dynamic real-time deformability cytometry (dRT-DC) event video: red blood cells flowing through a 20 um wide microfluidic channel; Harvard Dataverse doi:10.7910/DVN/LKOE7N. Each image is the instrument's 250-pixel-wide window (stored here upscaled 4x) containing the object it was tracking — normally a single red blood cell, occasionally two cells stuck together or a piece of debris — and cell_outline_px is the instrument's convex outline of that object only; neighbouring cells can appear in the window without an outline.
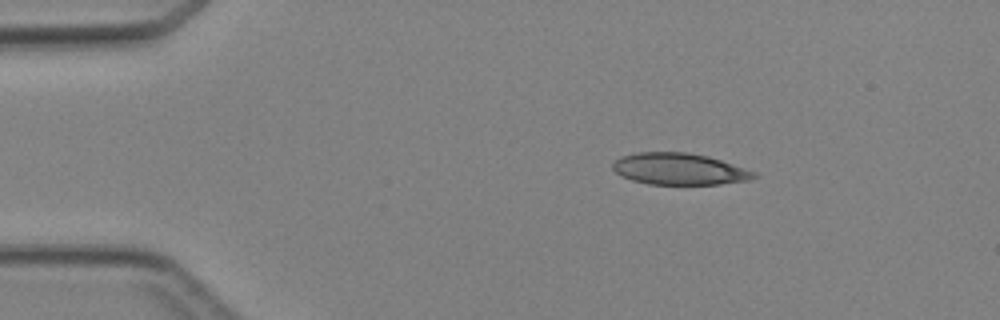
{"species": "Egyptian fruit bat (a non-hibernating species)", "species_latin": "Rousettus aegyptiacus", "temperature_condition": "cold", "stored_images_in_passage": 5, "camera_frame_rate_fps": 3000, "um_per_image_px": 0.085, "animal": {"sex": "female"}, "frame": {"image": 1, "passage_image": 2, "time_ms": 1.333, "image_size_px": [1000, 320], "cell_outline_px": [[760, 176], [752, 180], [720, 184], [648, 184], [632, 180], [616, 172], [612, 168], [612, 164], [620, 156], [636, 152], [688, 152], [708, 156], [756, 172]], "centroid_in_image_um": [57.76, 14.36], "position_along_channel_um": 27.2, "area_um2": 26.07}}
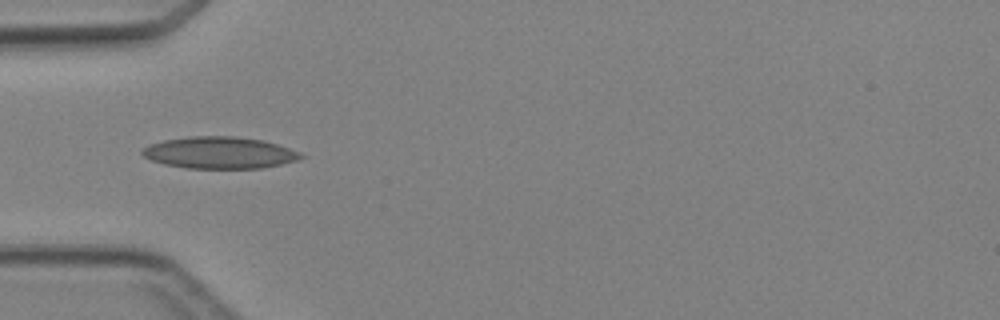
{"frame": {"image": 2, "passage_image": 4, "time_ms": 3.667, "image_size_px": [1000, 320], "cell_outline_px": [[304, 156], [296, 160], [280, 164], [260, 168], [184, 168], [164, 164], [152, 160], [144, 156], [140, 152], [144, 148], [152, 144], [164, 140], [192, 136], [236, 136], [264, 140], [300, 152]], "centroid_in_image_um": [18.65, 12.97], "position_along_channel_um": 66.3, "area_um2": 29.13}}
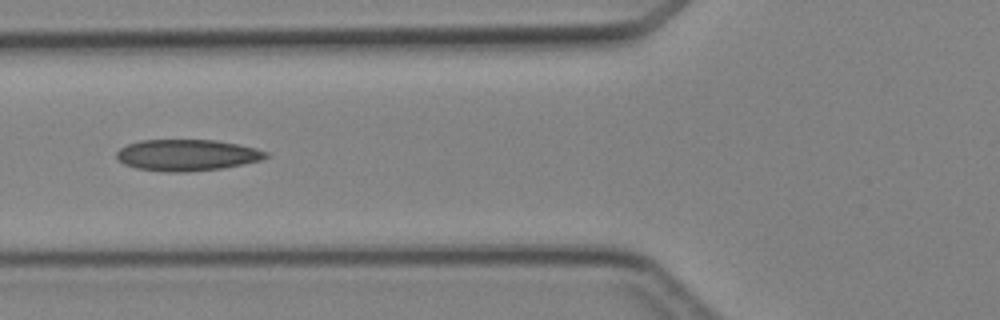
{"frame": {"image": 3, "passage_image": 5, "time_ms": 4.667, "image_size_px": [1000, 320], "cell_outline_px": [[268, 156], [260, 160], [224, 168], [184, 172], [168, 172], [136, 168], [124, 164], [116, 156], [116, 152], [120, 148], [128, 144], [140, 140], [216, 140], [256, 148], [268, 152]], "centroid_in_image_um": [15.88, 13.18], "position_along_channel_um": 109.9, "area_um2": 27.17}}